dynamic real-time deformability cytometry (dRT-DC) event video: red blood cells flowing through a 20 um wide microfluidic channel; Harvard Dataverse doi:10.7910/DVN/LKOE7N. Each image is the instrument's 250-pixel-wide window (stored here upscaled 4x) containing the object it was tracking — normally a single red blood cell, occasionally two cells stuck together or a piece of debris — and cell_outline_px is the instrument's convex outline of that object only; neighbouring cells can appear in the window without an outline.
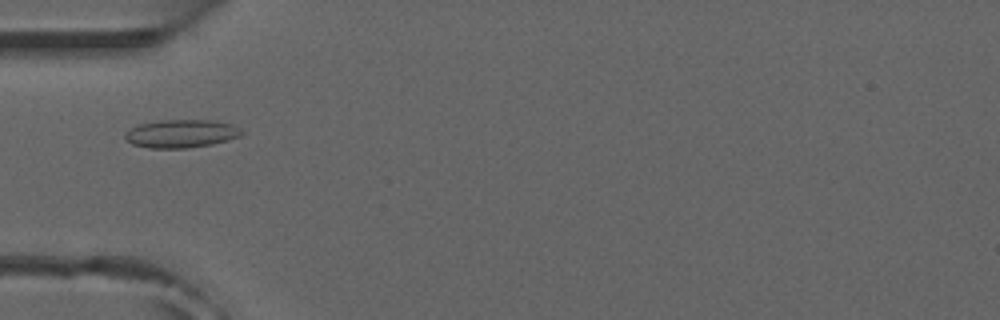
{"species": "common noctule bat (a hibernating species)", "species_latin": "Nyctalus noctula", "temperature_condition": "room temperature", "stored_images_in_passage": 8, "camera_frame_rate_fps": 3000, "um_per_image_px": 0.085, "animal": {"sex": "male", "forearm_length_mm": 52.5}, "frame": {"image": 1, "passage_image": 4, "time_ms": 1.0, "image_size_px": [1000, 320], "cell_outline_px": [[244, 132], [240, 136], [228, 140], [212, 144], [188, 148], [148, 148], [132, 144], [124, 136], [124, 132], [140, 124], [160, 120], [212, 120], [232, 124], [240, 128]], "centroid_in_image_um": [15.42, 11.36], "position_along_channel_um": 69.6, "area_um2": 19.13}}
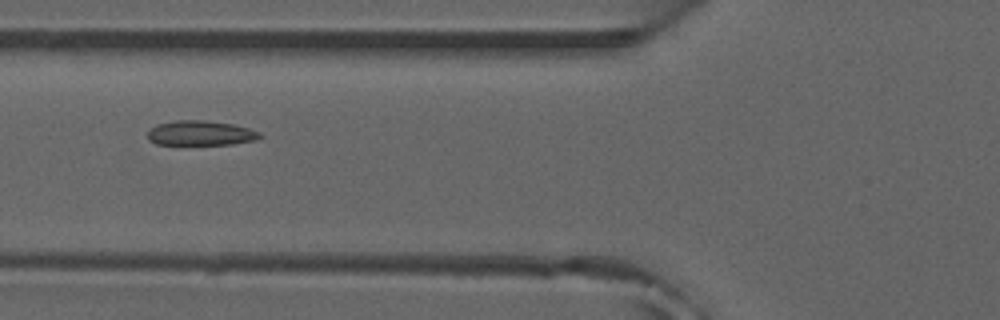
{"frame": {"image": 2, "passage_image": 5, "time_ms": 1.333, "image_size_px": [1000, 320], "cell_outline_px": [[264, 136], [256, 140], [232, 144], [156, 144], [148, 140], [148, 128], [156, 124], [176, 120], [204, 120], [232, 124], [248, 128], [260, 132]], "centroid_in_image_um": [17.03, 11.31], "position_along_channel_um": 108.8, "area_um2": 16.3}}
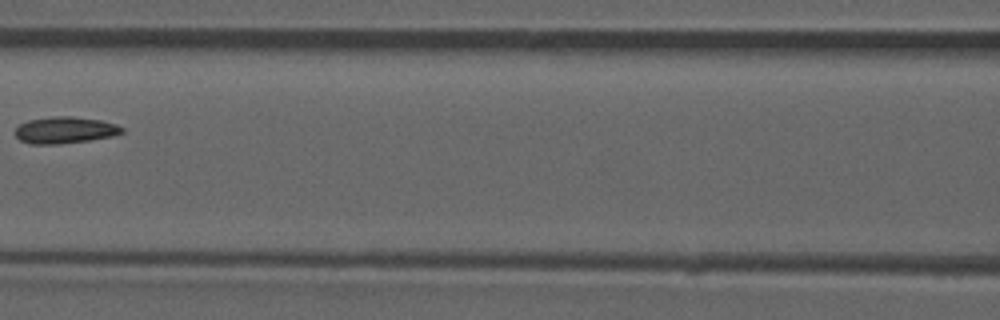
{"frame": {"image": 3, "passage_image": 6, "time_ms": 1.667, "image_size_px": [1000, 320], "cell_outline_px": [[124, 132], [112, 136], [88, 140], [60, 144], [32, 144], [20, 140], [16, 136], [16, 128], [20, 124], [28, 120], [52, 116], [72, 116], [100, 120], [116, 124], [124, 128]], "centroid_in_image_um": [5.53, 11.05], "position_along_channel_um": 161.1, "area_um2": 16.53}}